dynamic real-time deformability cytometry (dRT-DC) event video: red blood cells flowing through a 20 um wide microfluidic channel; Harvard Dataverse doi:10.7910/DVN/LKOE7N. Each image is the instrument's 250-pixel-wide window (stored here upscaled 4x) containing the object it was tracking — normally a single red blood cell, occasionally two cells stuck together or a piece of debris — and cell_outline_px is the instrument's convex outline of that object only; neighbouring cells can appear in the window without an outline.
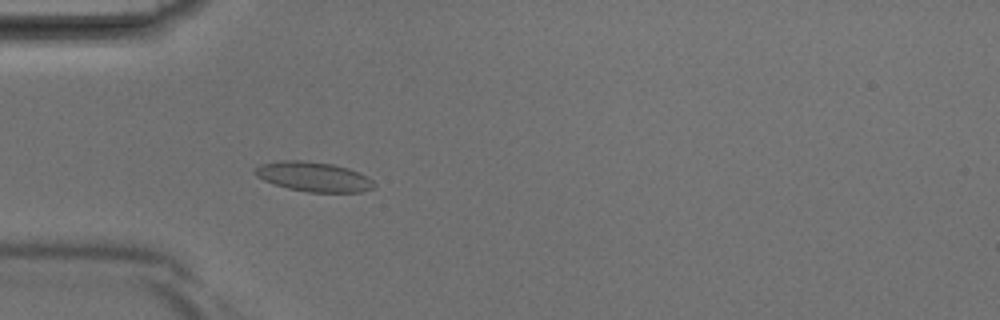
{"species": "Egyptian fruit bat (a non-hibernating species)", "species_latin": "Rousettus aegyptiacus", "temperature_condition": "room temperature", "stored_images_in_passage": 41, "camera_frame_rate_fps": 3000, "um_per_image_px": 0.085, "animal": {"sex": "male"}, "frame": {"image": 1, "passage_image": 12, "time_ms": 3.667, "image_size_px": [1000, 320], "cell_outline_px": [[376, 184], [372, 188], [360, 192], [308, 192], [288, 188], [264, 180], [256, 176], [256, 168], [260, 164], [280, 160], [304, 160], [332, 164], [348, 168], [372, 180]], "centroid_in_image_um": [26.64, 15.01], "position_along_channel_um": 58.4, "area_um2": 20.29}}
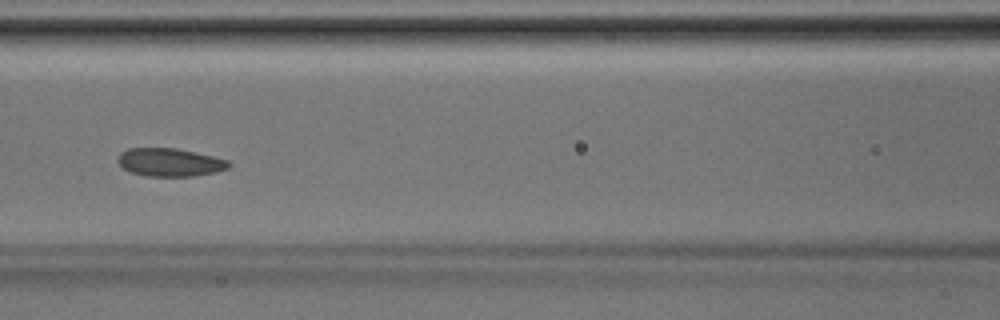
{"frame": {"image": 2, "passage_image": 18, "time_ms": 5.667, "image_size_px": [1000, 320], "cell_outline_px": [[232, 164], [228, 168], [216, 172], [196, 176], [144, 176], [132, 172], [124, 168], [116, 160], [120, 152], [128, 148], [176, 148], [212, 156], [228, 160]], "centroid_in_image_um": [14.44, 13.8], "position_along_channel_um": 152.2, "area_um2": 18.21}}
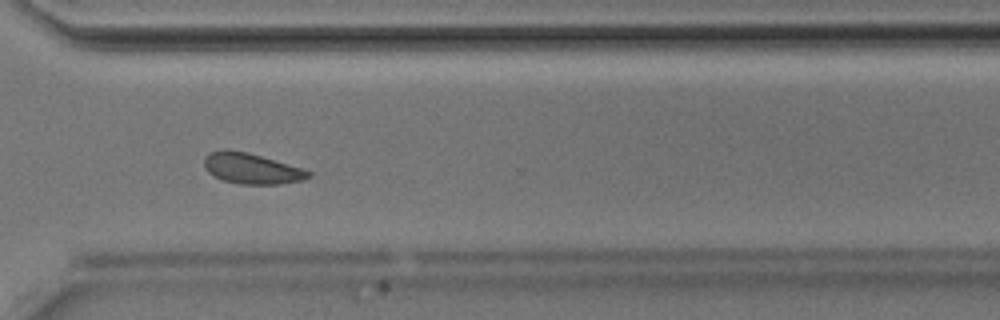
{"frame": {"image": 3, "passage_image": 30, "time_ms": 9.667, "image_size_px": [1000, 320], "cell_outline_px": [[312, 176], [304, 180], [280, 184], [240, 184], [224, 180], [212, 176], [204, 168], [204, 156], [208, 152], [224, 148], [228, 148], [248, 152], [304, 168], [312, 172]], "centroid_in_image_um": [21.37, 14.3], "position_along_channel_um": 349.2, "area_um2": 19.13}}